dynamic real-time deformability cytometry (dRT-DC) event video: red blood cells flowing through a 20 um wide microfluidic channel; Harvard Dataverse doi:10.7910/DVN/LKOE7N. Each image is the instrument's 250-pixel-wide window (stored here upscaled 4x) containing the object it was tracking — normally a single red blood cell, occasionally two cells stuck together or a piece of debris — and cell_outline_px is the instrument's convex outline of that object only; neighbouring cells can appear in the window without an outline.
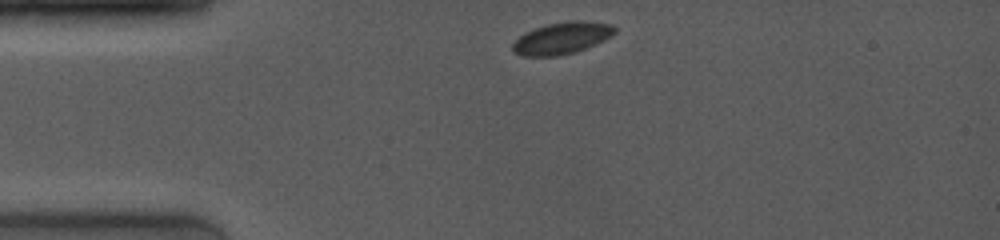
{"species": "common noctule bat (a hibernating species)", "species_latin": "Nyctalus noctula", "temperature_condition": "room temperature", "stored_images_in_passage": 12, "camera_frame_rate_fps": 4000, "um_per_image_px": 0.085, "animal": {"sex": "female", "body_mass_g": 19.0, "forearm_length_mm": 53.3}, "frame": {"image": 1, "passage_image": 1, "time_ms": 0.0, "image_size_px": [1000, 240], "cell_outline_px": [[616, 32], [576, 52], [556, 56], [524, 56], [512, 52], [512, 44], [524, 32], [548, 24], [568, 20], [584, 20], [612, 24], [616, 28]], "centroid_in_image_um": [47.72, 3.23], "position_along_channel_um": 37.3, "area_um2": 18.73}}
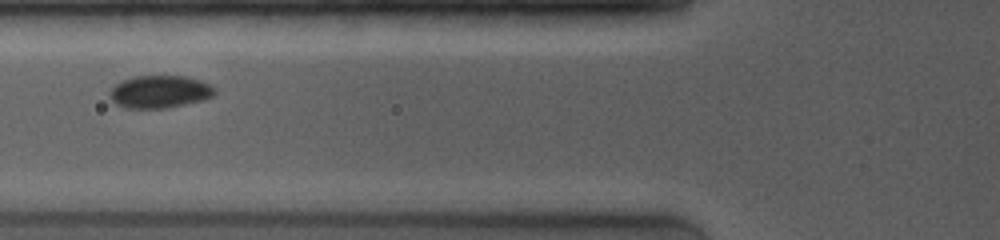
{"frame": {"image": 2, "passage_image": 6, "time_ms": 2.75, "image_size_px": [1000, 240], "cell_outline_px": [[216, 92], [212, 96], [204, 100], [164, 108], [124, 108], [116, 104], [112, 100], [108, 92], [120, 80], [136, 76], [184, 76], [200, 80], [216, 88]], "centroid_in_image_um": [13.56, 7.79], "position_along_channel_um": 112.2, "area_um2": 19.94}}
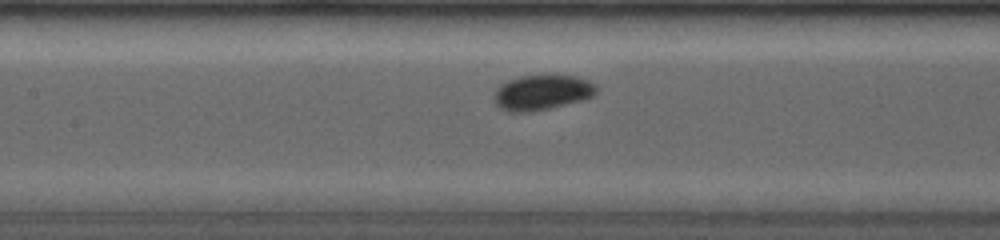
{"frame": {"image": 3, "passage_image": 9, "time_ms": 4.0, "image_size_px": [1000, 240], "cell_outline_px": [[596, 92], [592, 96], [584, 100], [532, 112], [508, 112], [500, 108], [496, 104], [492, 96], [496, 88], [500, 84], [508, 80], [520, 76], [556, 72], [576, 76], [588, 80], [596, 88]], "centroid_in_image_um": [46.04, 7.82], "position_along_channel_um": 161.4, "area_um2": 21.73}}